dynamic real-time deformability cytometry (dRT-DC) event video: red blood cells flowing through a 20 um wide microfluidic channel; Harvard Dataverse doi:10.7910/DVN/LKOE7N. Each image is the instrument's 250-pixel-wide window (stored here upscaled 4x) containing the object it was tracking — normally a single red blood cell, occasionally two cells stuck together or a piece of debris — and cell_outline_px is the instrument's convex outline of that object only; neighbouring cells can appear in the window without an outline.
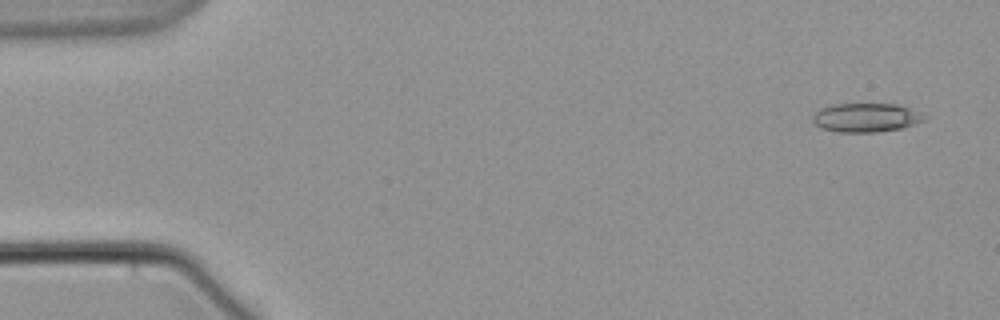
{"species": "common noctule bat (a hibernating species)", "species_latin": "Nyctalus noctula", "temperature_condition": "warm", "stored_images_in_passage": 8, "camera_frame_rate_fps": 3000, "um_per_image_px": 0.085, "animal": {"sex": "male", "body_mass_g": 21.5, "forearm_length_mm": 52.0}, "frame": {"image": 1, "passage_image": 1, "time_ms": 0.0, "image_size_px": [1000, 320], "cell_outline_px": [[928, 116], [924, 120], [904, 128], [876, 132], [836, 132], [820, 128], [812, 120], [812, 116], [820, 108], [832, 104], [896, 104], [920, 112]], "centroid_in_image_um": [73.6, 10.0], "position_along_channel_um": 11.4, "area_um2": 18.9}}